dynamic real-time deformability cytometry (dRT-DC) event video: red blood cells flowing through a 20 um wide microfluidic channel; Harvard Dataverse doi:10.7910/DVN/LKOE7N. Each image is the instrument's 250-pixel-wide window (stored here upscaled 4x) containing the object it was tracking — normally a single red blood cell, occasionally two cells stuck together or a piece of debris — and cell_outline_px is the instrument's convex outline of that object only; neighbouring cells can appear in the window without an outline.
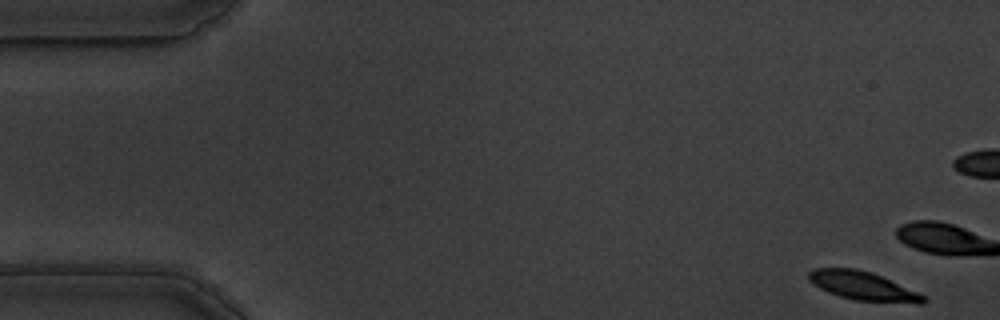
{"species": "common noctule bat (a hibernating species)", "species_latin": "Nyctalus noctula", "temperature_condition": "warm", "stored_images_in_passage": 16, "camera_frame_rate_fps": 3000, "um_per_image_px": 0.085, "animal": {"sex": "male", "body_mass_g": 19.5, "forearm_length_mm": 54.6}, "frame": {"image": 1, "passage_image": 1, "time_ms": 0.0, "image_size_px": [1000, 320], "cell_outline_px": [[928, 300], [924, 304], [916, 304], [856, 300], [840, 296], [828, 292], [812, 284], [808, 280], [808, 272], [812, 268], [856, 268], [872, 272], [920, 292]], "centroid_in_image_um": [73.39, 24.31], "position_along_channel_um": 11.6, "area_um2": 19.48}}